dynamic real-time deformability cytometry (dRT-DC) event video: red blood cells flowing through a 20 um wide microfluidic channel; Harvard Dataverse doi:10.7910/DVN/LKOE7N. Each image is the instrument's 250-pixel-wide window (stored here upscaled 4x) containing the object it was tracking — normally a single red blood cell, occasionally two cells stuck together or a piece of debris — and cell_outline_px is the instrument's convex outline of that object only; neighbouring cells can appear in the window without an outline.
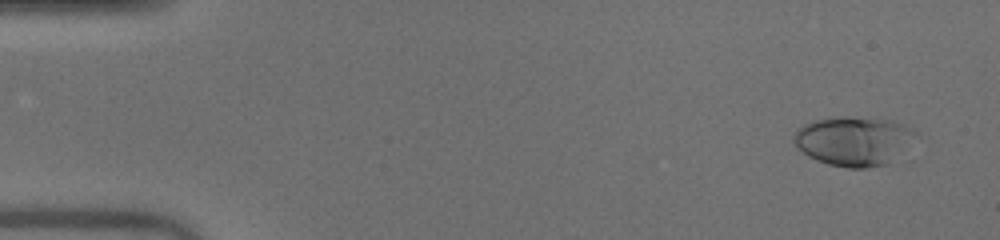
{"species": "human", "species_latin": "Homo sapiens", "temperature_condition": "warm", "stored_images_in_passage": 50, "camera_frame_rate_fps": 3000, "um_per_image_px": 0.085, "donor": {"sex": "male"}, "frame": {"image": 1, "passage_image": 3, "time_ms": 0.667, "image_size_px": [1000, 240], "cell_outline_px": [[920, 136], [888, 164], [868, 168], [848, 168], [828, 164], [816, 160], [808, 156], [796, 148], [792, 144], [792, 136], [804, 124], [812, 120], [832, 116], [876, 116], [892, 120], [904, 124], [912, 128]], "centroid_in_image_um": [72.58, 11.95], "position_along_channel_um": 12.4, "area_um2": 36.13}}
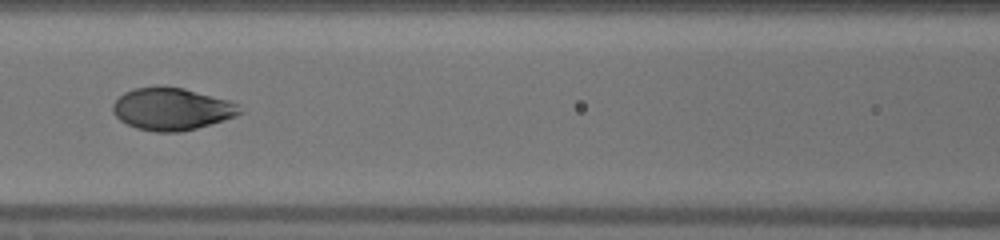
{"frame": {"image": 2, "passage_image": 23, "time_ms": 7.333, "image_size_px": [1000, 240], "cell_outline_px": [[244, 112], [236, 116], [224, 120], [196, 128], [180, 132], [156, 132], [136, 128], [120, 120], [112, 112], [112, 104], [124, 92], [136, 88], [184, 88], [228, 100], [236, 104]], "centroid_in_image_um": [14.6, 9.29], "position_along_channel_um": 152.0, "area_um2": 30.81}}
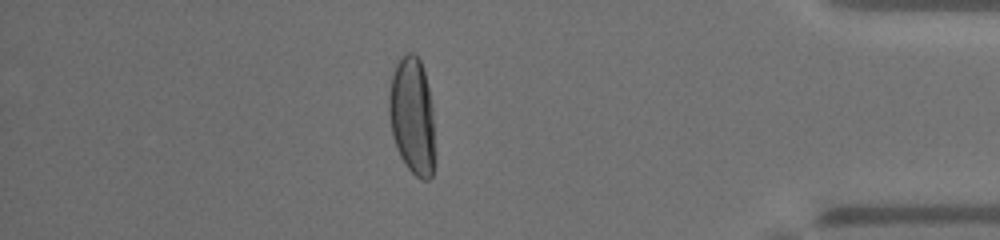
{"frame": {"image": 3, "passage_image": 44, "time_ms": 14.333, "image_size_px": [1000, 240], "cell_outline_px": [[432, 176], [428, 180], [424, 180], [416, 176], [408, 168], [400, 156], [396, 148], [392, 136], [388, 112], [388, 96], [392, 72], [400, 56], [408, 52], [412, 52], [420, 60], [424, 72], [432, 104]], "centroid_in_image_um": [34.98, 9.8], "position_along_channel_um": 400.2, "area_um2": 31.04}, "authors_computed_cell_mechanics": {"area_um2": 31.9056, "velocity_mm_per_s": 4.0654, "shape_relaxation_time_tau1_ms": 3.5339, "shape_relaxation_time_tau2_ms": null, "deformation_change_tau1": 0.2115, "deformation_change_tau2": null}}